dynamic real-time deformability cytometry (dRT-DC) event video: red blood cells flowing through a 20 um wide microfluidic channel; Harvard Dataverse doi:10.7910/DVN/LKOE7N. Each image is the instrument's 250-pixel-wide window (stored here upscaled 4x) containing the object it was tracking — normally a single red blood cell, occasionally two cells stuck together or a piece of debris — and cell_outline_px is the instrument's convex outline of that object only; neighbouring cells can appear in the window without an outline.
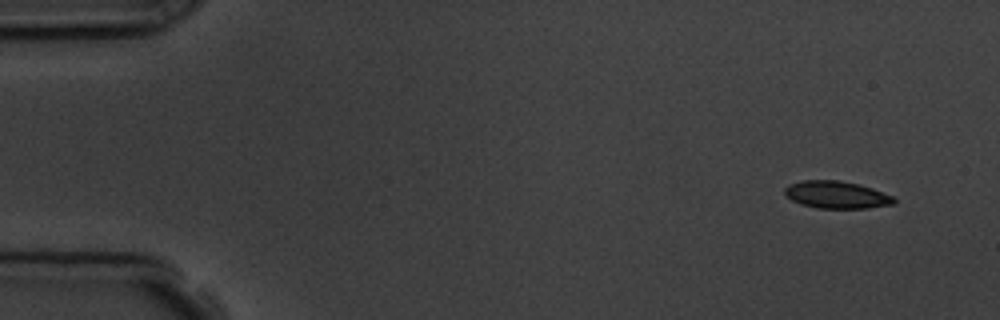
{"species": "common noctule bat (a hibernating species)", "species_latin": "Nyctalus noctula", "temperature_condition": "room temperature", "stored_images_in_passage": 4, "camera_frame_rate_fps": 3000, "um_per_image_px": 0.085, "animal": {"sex": "male", "body_mass_g": 19.5, "forearm_length_mm": 54.6}, "frame": {"image": 1, "passage_image": 1, "time_ms": 0.0, "image_size_px": [1000, 320], "cell_outline_px": [[896, 204], [868, 208], [816, 208], [800, 204], [792, 200], [784, 192], [784, 188], [788, 184], [804, 180], [840, 180], [872, 188], [892, 196], [896, 200]], "centroid_in_image_um": [71.1, 16.56], "position_along_channel_um": 13.9, "area_um2": 17.4}}